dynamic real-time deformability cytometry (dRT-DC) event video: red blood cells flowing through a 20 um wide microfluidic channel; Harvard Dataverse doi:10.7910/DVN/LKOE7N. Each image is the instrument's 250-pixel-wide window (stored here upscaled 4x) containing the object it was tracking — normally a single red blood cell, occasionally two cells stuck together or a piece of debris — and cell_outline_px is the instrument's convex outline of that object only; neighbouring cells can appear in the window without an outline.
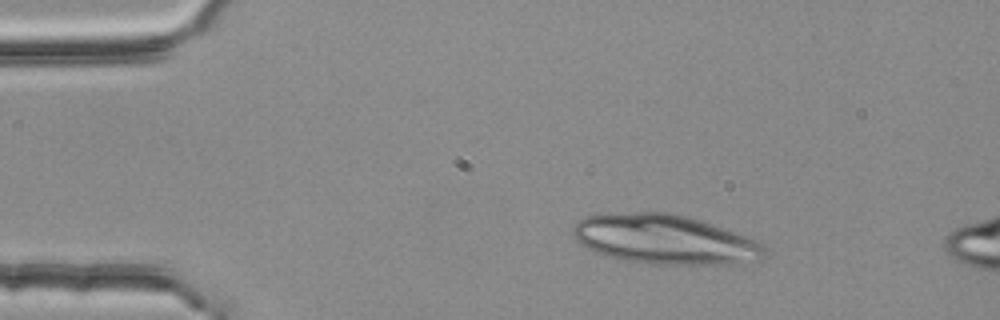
{"species": "common noctule bat (a hibernating species)", "species_latin": "Nyctalus noctula", "temperature_condition": "room temperature", "stored_images_in_passage": 3, "camera_frame_rate_fps": 3000, "um_per_image_px": 0.085, "animal": {"sex": "female", "body_mass_g": 25.1}, "frame": {"image": 1, "passage_image": 1, "time_ms": 0.0, "image_size_px": [1000, 320], "cell_outline_px": [[768, 252], [764, 260], [740, 264], [652, 264], [620, 260], [596, 252], [580, 244], [572, 236], [572, 228], [584, 216], [608, 212], [668, 212], [700, 220], [748, 236], [764, 244], [768, 248]], "centroid_in_image_um": [56.54, 20.36], "position_along_channel_um": 28.5, "area_um2": 56.07}}